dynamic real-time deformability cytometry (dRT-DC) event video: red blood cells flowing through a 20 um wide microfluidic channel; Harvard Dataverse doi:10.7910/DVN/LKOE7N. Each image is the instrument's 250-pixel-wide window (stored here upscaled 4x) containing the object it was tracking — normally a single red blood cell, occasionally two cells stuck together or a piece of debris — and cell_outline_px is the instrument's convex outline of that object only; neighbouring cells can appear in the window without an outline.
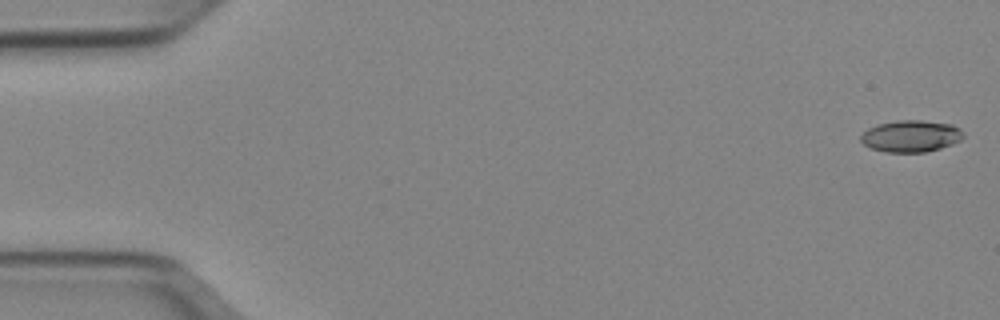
{"species": "Egyptian fruit bat (a non-hibernating species)", "species_latin": "Rousettus aegyptiacus", "temperature_condition": "cold", "stored_images_in_passage": 51, "camera_frame_rate_fps": 3000, "um_per_image_px": 0.085, "animal": {"sex": "female"}, "frame": {"image": 1, "passage_image": 1, "time_ms": 0.0, "image_size_px": [1000, 320], "cell_outline_px": [[964, 136], [960, 140], [952, 144], [940, 148], [924, 152], [884, 152], [872, 148], [864, 144], [860, 140], [860, 136], [868, 128], [880, 124], [896, 120], [920, 120], [952, 124], [960, 128], [964, 132]], "centroid_in_image_um": [77.45, 11.56], "position_along_channel_um": 7.6, "area_um2": 18.96}}
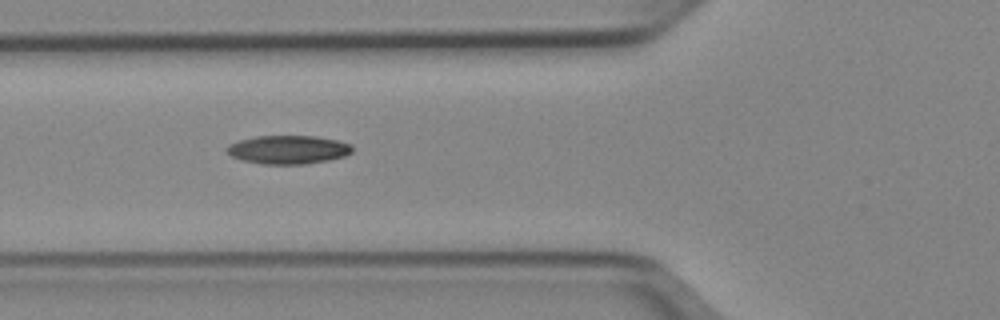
{"frame": {"image": 2, "passage_image": 19, "time_ms": 6.0, "image_size_px": [1000, 320], "cell_outline_px": [[352, 152], [344, 156], [328, 160], [304, 164], [260, 164], [244, 160], [232, 156], [224, 152], [224, 148], [228, 144], [240, 140], [256, 136], [316, 136], [336, 140], [352, 144]], "centroid_in_image_um": [24.46, 12.72], "position_along_channel_um": 101.3, "area_um2": 20.92}}
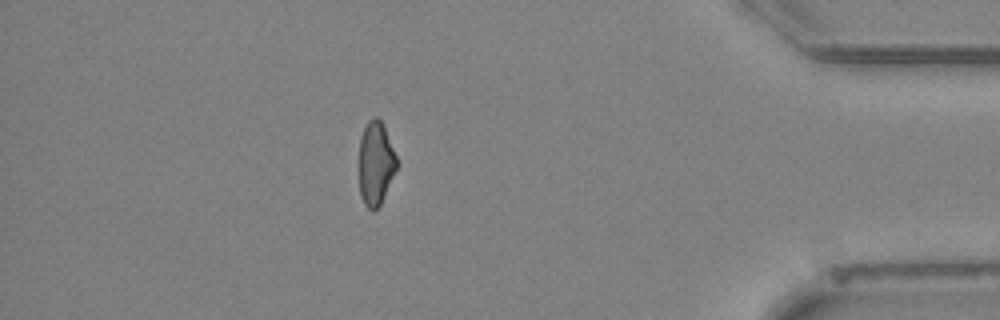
{"frame": {"image": 3, "passage_image": 45, "time_ms": 14.667, "image_size_px": [1000, 320], "cell_outline_px": [[396, 168], [384, 196], [380, 204], [372, 212], [364, 204], [360, 196], [360, 136], [368, 120], [372, 116], [376, 116], [380, 120], [384, 128], [396, 156]], "centroid_in_image_um": [31.91, 13.88], "position_along_channel_um": 403.3, "area_um2": 17.92}, "authors_computed_cell_mechanics": {"area_um2": 19.5364, "velocity_mm_per_s": 3.9788, "shape_relaxation_time_tau1_ms": 10.4992, "shape_relaxation_time_tau2_ms": 8.0206, "deformation_change_tau1": 0.2252, "deformation_change_tau2": 0.1226}}